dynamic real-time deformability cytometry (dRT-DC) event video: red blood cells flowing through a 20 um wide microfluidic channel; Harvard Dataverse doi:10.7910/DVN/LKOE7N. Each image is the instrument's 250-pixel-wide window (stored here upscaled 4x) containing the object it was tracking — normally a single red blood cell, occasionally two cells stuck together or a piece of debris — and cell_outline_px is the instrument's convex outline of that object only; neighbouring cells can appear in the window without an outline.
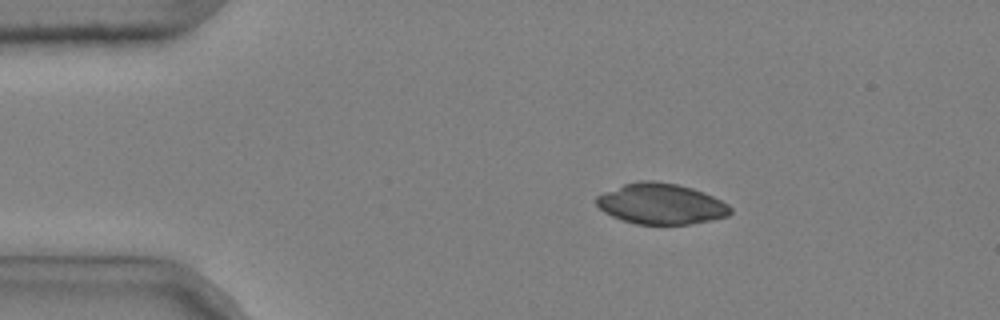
{"species": "common noctule bat (a hibernating species)", "species_latin": "Nyctalus noctula", "temperature_condition": "cold", "stored_images_in_passage": 32, "camera_frame_rate_fps": 3000, "um_per_image_px": 0.085, "animal": {"sex": "male", "body_mass_g": 20.4}, "frame": {"image": 1, "passage_image": 1, "time_ms": 0.0, "image_size_px": [1000, 320], "cell_outline_px": [[732, 212], [728, 216], [692, 224], [636, 224], [612, 216], [604, 212], [596, 204], [596, 196], [604, 192], [624, 184], [640, 180], [656, 180], [676, 184], [692, 188], [704, 192], [728, 204], [732, 208]], "centroid_in_image_um": [56.19, 17.32], "position_along_channel_um": 28.8, "area_um2": 31.79}}
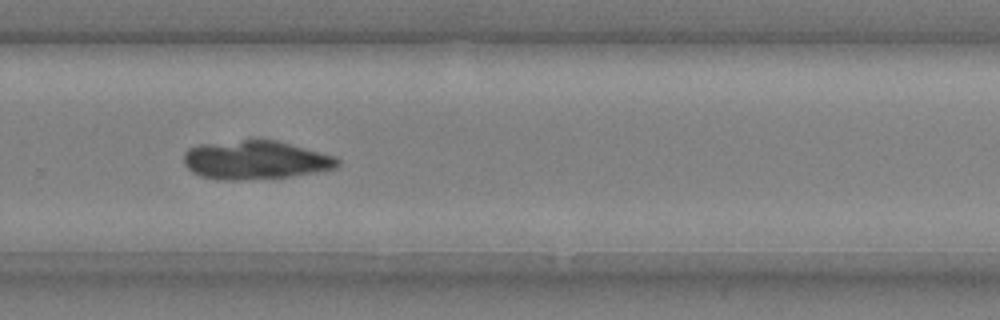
{"frame": {"image": 2, "passage_image": 28, "time_ms": 9.0, "image_size_px": [1000, 320], "cell_outline_px": [[340, 164], [336, 168], [316, 172], [292, 176], [240, 180], [216, 180], [200, 176], [192, 172], [184, 164], [184, 152], [188, 148], [200, 144], [244, 140], [276, 140], [336, 156], [340, 160]], "centroid_in_image_um": [21.71, 13.61], "position_along_channel_um": 308.1, "area_um2": 34.74}}